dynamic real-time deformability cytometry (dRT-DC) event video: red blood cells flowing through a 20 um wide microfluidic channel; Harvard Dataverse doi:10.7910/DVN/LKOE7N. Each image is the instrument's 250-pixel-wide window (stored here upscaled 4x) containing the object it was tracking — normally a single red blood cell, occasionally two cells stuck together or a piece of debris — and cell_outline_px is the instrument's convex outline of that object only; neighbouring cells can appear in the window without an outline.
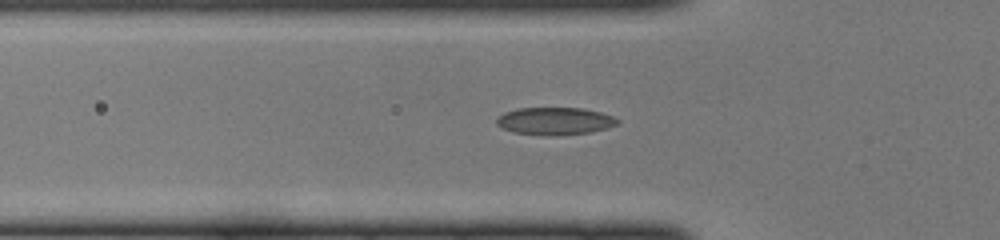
{"species": "common noctule bat (a hibernating species)", "species_latin": "Nyctalus noctula", "temperature_condition": "cold", "stored_images_in_passage": 42, "camera_frame_rate_fps": 3000, "um_per_image_px": 0.085, "animal": {"sex": "female", "body_mass_g": 22.0, "forearm_length_mm": 56.7}, "frame": {"image": 1, "passage_image": 14, "time_ms": 4.333, "image_size_px": [1000, 240], "cell_outline_px": [[620, 120], [616, 124], [608, 128], [592, 132], [556, 136], [544, 136], [512, 132], [496, 124], [496, 120], [504, 112], [516, 108], [584, 108], [600, 112], [612, 116]], "centroid_in_image_um": [47.16, 10.3], "position_along_channel_um": 78.6, "area_um2": 19.54}}
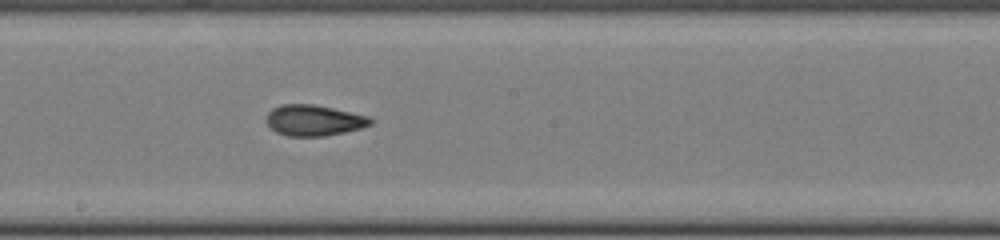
{"frame": {"image": 2, "passage_image": 24, "time_ms": 7.667, "image_size_px": [1000, 240], "cell_outline_px": [[372, 124], [360, 128], [344, 132], [324, 136], [288, 136], [276, 132], [268, 128], [264, 120], [268, 112], [272, 108], [284, 104], [312, 104], [332, 108], [368, 116], [372, 120]], "centroid_in_image_um": [26.61, 10.23], "position_along_channel_um": 221.6, "area_um2": 18.79}}
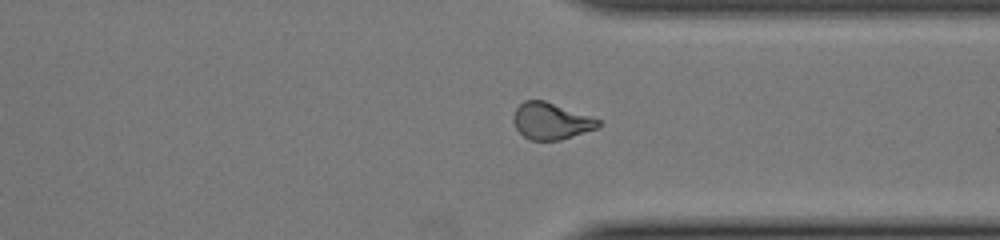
{"frame": {"image": 3, "passage_image": 34, "time_ms": 11.0, "image_size_px": [1000, 240], "cell_outline_px": [[600, 124], [596, 128], [560, 140], [528, 140], [516, 128], [512, 120], [512, 116], [516, 108], [524, 100], [544, 100], [600, 120]], "centroid_in_image_um": [46.78, 10.29], "position_along_channel_um": 364.6, "area_um2": 17.86}}